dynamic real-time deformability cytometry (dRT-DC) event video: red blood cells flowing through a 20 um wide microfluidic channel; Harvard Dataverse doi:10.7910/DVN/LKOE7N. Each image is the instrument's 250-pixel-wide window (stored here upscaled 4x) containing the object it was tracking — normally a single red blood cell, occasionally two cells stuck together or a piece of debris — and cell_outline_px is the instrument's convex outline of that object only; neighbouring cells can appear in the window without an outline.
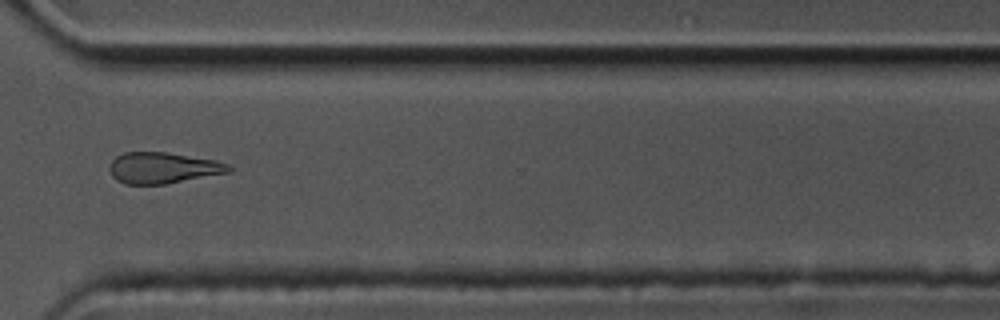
{"species": "common noctule bat (a hibernating species)", "species_latin": "Nyctalus noctula", "temperature_condition": "cold", "stored_images_in_passage": 16, "camera_frame_rate_fps": 3000, "um_per_image_px": 0.085, "animal": {"sex": "male", "body_mass_g": 17.5, "forearm_length_mm": 52.3}, "frame": {"image": 1, "passage_image": 12, "time_ms": 3.667, "image_size_px": [1000, 320], "cell_outline_px": [[232, 168], [228, 172], [164, 184], [124, 184], [116, 180], [112, 176], [108, 168], [112, 160], [116, 156], [124, 152], [164, 152], [216, 160], [228, 164]], "centroid_in_image_um": [13.79, 14.27], "position_along_channel_um": 356.8, "area_um2": 21.44}}
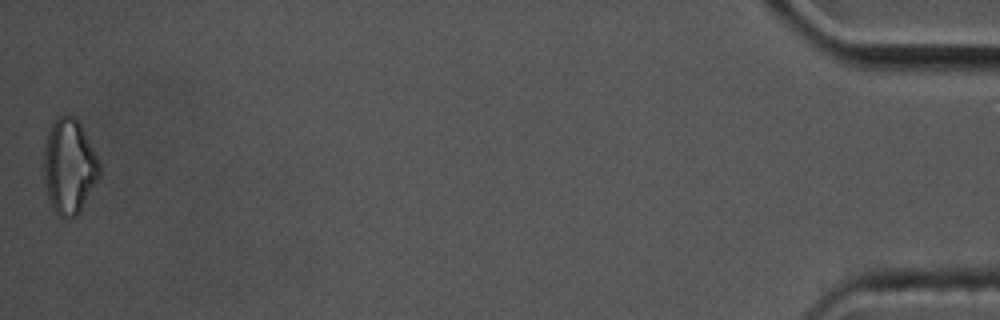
{"frame": {"image": 2, "passage_image": 16, "time_ms": 5.0, "image_size_px": [1000, 320], "cell_outline_px": [[100, 176], [80, 212], [76, 216], [60, 216], [52, 208], [48, 200], [44, 180], [44, 144], [48, 132], [56, 116], [72, 116], [80, 124], [100, 160]], "centroid_in_image_um": [5.88, 14.15], "position_along_channel_um": 429.3, "area_um2": 30.81}}